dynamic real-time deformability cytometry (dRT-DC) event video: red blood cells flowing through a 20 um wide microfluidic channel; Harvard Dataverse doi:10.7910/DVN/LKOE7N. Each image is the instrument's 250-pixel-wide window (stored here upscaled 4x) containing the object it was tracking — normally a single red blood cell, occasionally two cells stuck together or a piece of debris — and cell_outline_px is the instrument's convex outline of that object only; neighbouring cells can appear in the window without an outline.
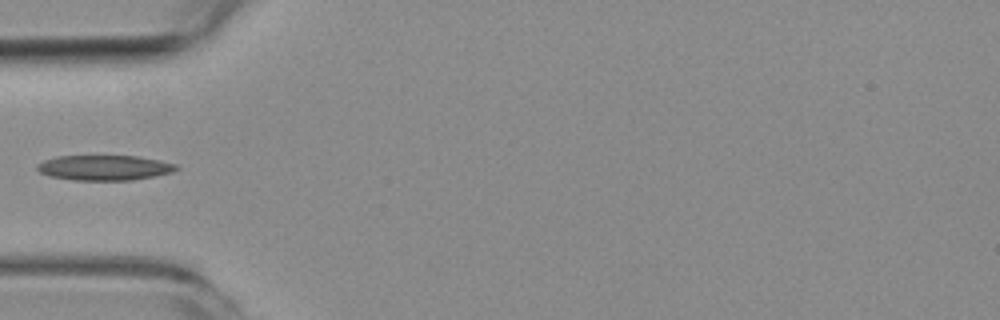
{"species": "common noctule bat (a hibernating species)", "species_latin": "Nyctalus noctula", "temperature_condition": "room temperature", "stored_images_in_passage": 1, "camera_frame_rate_fps": 3000, "um_per_image_px": 0.085, "animal": {"sex": "female", "body_mass_g": 19.3, "forearm_length_mm": 54.1}, "frame": {"image": 1, "passage_image": 1, "time_ms": 0.0, "image_size_px": [1000, 320], "cell_outline_px": [[180, 168], [172, 172], [156, 176], [132, 180], [72, 180], [48, 176], [40, 172], [36, 168], [36, 164], [44, 160], [56, 156], [136, 156], [160, 160], [176, 164]], "centroid_in_image_um": [8.87, 14.26], "position_along_channel_um": 76.1, "area_um2": 20.52}}